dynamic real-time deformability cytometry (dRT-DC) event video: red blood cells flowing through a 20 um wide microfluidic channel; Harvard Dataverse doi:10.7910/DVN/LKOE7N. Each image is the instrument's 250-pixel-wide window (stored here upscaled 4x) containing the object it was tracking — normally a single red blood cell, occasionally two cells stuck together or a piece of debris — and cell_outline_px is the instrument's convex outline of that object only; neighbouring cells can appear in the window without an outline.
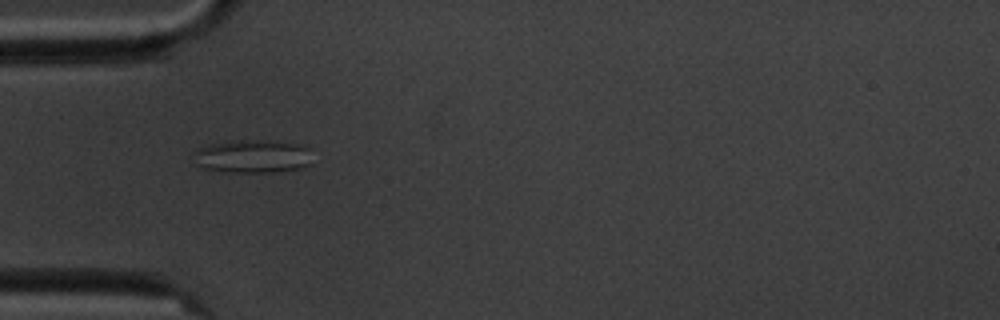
{"species": "common noctule bat (a hibernating species)", "species_latin": "Nyctalus noctula", "temperature_condition": "cold", "stored_images_in_passage": 7, "camera_frame_rate_fps": 3000, "um_per_image_px": 0.085, "animal": {"sex": "male", "body_mass_g": 20.1, "forearm_length_mm": 53.5}, "frame": {"image": 1, "passage_image": 6, "time_ms": 5.667, "image_size_px": [1000, 320], "cell_outline_px": [[312, 164], [304, 168], [276, 172], [224, 172], [200, 168], [196, 164], [196, 148], [208, 144], [244, 140], [300, 144], [308, 148]], "centroid_in_image_um": [21.48, 13.32], "position_along_channel_um": 63.5, "area_um2": 22.89}}
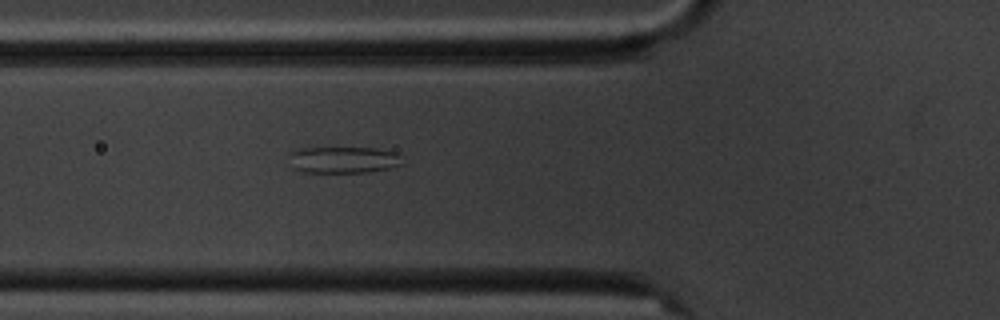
{"frame": {"image": 2, "passage_image": 7, "time_ms": 6.667, "image_size_px": [1000, 320], "cell_outline_px": [[404, 164], [388, 168], [368, 172], [304, 172], [292, 168], [288, 152], [300, 148], [376, 148], [396, 152]], "centroid_in_image_um": [29.16, 13.58], "position_along_channel_um": 96.6, "area_um2": 17.57}}